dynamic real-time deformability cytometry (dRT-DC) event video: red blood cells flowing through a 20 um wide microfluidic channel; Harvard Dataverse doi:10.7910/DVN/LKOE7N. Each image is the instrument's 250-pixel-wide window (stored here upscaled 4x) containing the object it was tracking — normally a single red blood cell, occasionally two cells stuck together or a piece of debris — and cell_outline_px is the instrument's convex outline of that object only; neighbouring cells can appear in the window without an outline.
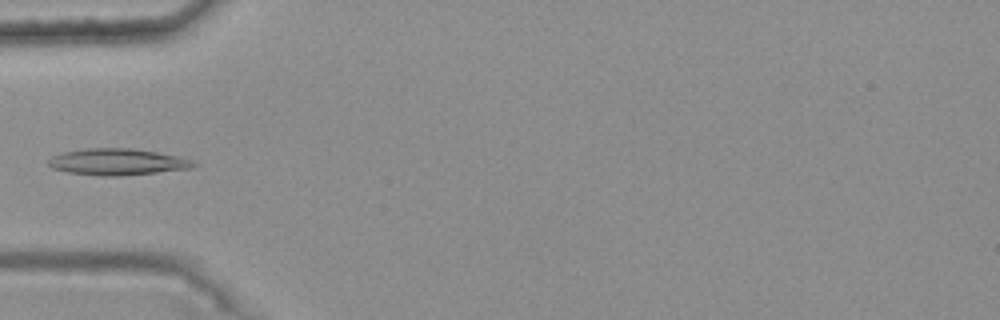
{"species": "common noctule bat (a hibernating species)", "species_latin": "Nyctalus noctula", "temperature_condition": "warm", "stored_images_in_passage": 30, "camera_frame_rate_fps": 3000, "um_per_image_px": 0.085, "animal": {"sex": "female", "body_mass_g": 25.1}, "frame": {"image": 1, "passage_image": 1, "time_ms": 0.0, "image_size_px": [1000, 320], "cell_outline_px": [[200, 164], [192, 168], [120, 176], [100, 176], [68, 172], [52, 168], [48, 164], [48, 160], [52, 156], [60, 152], [88, 148], [132, 148], [156, 152], [176, 156], [192, 160]], "centroid_in_image_um": [9.96, 13.76], "position_along_channel_um": 75.0, "area_um2": 22.43}}
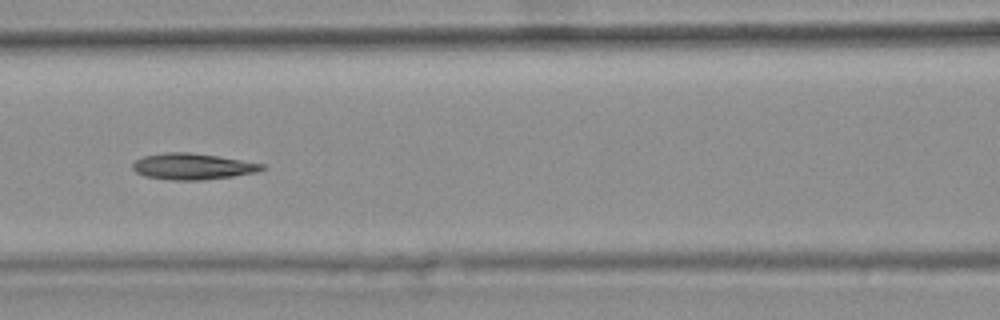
{"frame": {"image": 2, "passage_image": 7, "time_ms": 2.0, "image_size_px": [1000, 320], "cell_outline_px": [[264, 168], [256, 172], [232, 176], [200, 180], [168, 180], [144, 176], [136, 172], [132, 168], [132, 164], [136, 160], [144, 156], [164, 152], [188, 152], [216, 156], [264, 164]], "centroid_in_image_um": [16.31, 14.15], "position_along_channel_um": 150.3, "area_um2": 19.54}}
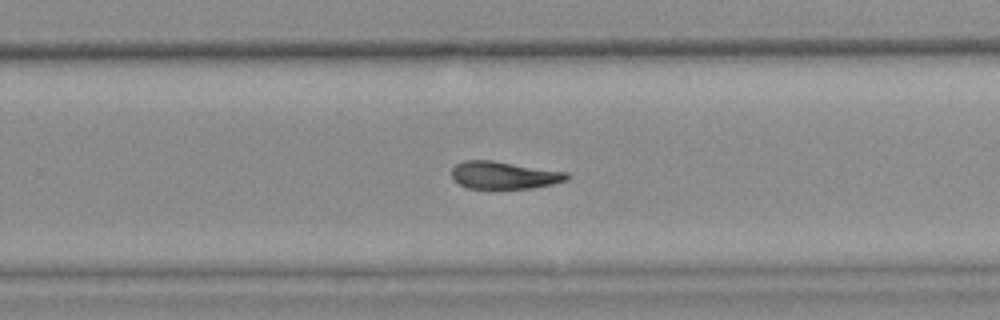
{"frame": {"image": 3, "passage_image": 18, "time_ms": 5.667, "image_size_px": [1000, 320], "cell_outline_px": [[572, 176], [568, 180], [552, 184], [532, 188], [468, 188], [452, 180], [452, 168], [456, 164], [464, 160], [492, 160], [568, 172]], "centroid_in_image_um": [42.86, 14.88], "position_along_channel_um": 286.9, "area_um2": 18.55}}